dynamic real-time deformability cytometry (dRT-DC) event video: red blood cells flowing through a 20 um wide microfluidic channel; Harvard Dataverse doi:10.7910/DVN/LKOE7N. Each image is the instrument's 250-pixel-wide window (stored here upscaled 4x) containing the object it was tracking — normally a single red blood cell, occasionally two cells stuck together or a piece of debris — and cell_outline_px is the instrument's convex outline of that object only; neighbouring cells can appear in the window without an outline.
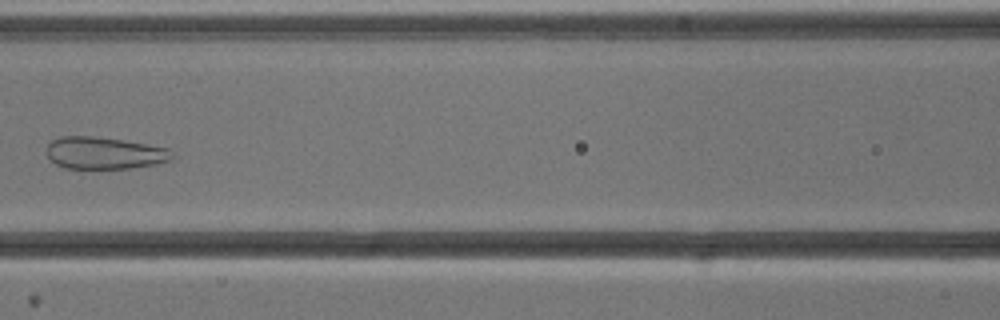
{"species": "common noctule bat (a hibernating species)", "species_latin": "Nyctalus noctula", "temperature_condition": "cold", "stored_images_in_passage": 7, "camera_frame_rate_fps": 3000, "um_per_image_px": 0.085, "animal": {"sex": "male", "body_mass_g": 13.3}, "frame": {"image": 1, "passage_image": 6, "time_ms": 6.0, "image_size_px": [1000, 320], "cell_outline_px": [[172, 160], [156, 164], [132, 168], [64, 168], [56, 164], [44, 152], [48, 144], [52, 140], [60, 136], [96, 136], [124, 140], [168, 148], [172, 156]], "centroid_in_image_um": [8.83, 13.0], "position_along_channel_um": 157.8, "area_um2": 23.52}}